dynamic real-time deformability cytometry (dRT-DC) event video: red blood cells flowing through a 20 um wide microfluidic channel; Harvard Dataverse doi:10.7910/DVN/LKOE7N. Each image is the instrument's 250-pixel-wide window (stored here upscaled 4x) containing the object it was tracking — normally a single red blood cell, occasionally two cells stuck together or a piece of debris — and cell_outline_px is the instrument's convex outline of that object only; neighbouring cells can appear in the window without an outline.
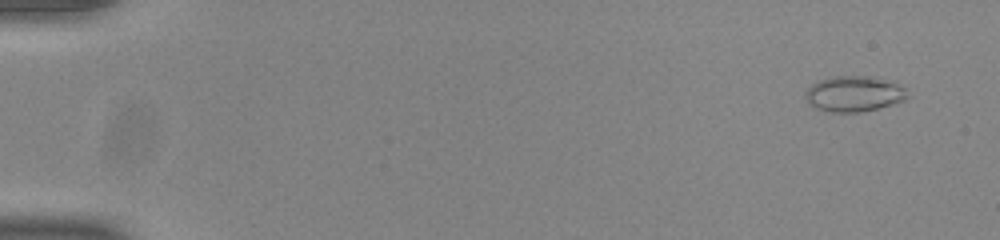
{"species": "common noctule bat (a hibernating species)", "species_latin": "Nyctalus noctula", "temperature_condition": "room temperature", "stored_images_in_passage": 51, "camera_frame_rate_fps": 3000, "um_per_image_px": 0.085, "animal": {"sex": "male", "body_mass_g": 20.0, "forearm_length_mm": 53.3}, "frame": {"image": 1, "passage_image": 1, "time_ms": 0.0, "image_size_px": [1000, 240], "cell_outline_px": [[908, 96], [904, 100], [892, 104], [860, 112], [832, 112], [816, 108], [804, 96], [808, 88], [812, 84], [828, 76], [868, 76], [892, 80], [904, 88]], "centroid_in_image_um": [72.6, 7.95], "position_along_channel_um": 12.4, "area_um2": 21.04}}
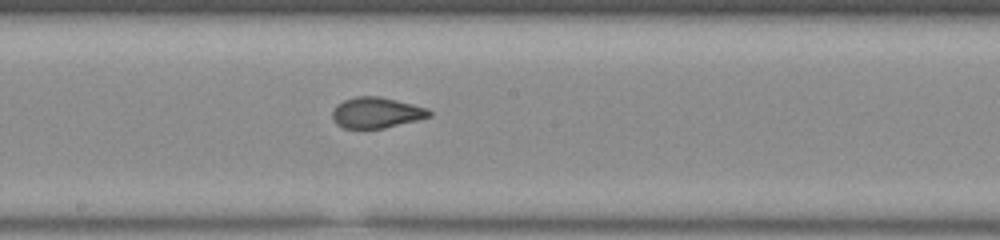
{"frame": {"image": 2, "passage_image": 28, "time_ms": 9.0, "image_size_px": [1000, 240], "cell_outline_px": [[432, 116], [384, 128], [344, 128], [336, 124], [332, 120], [332, 112], [336, 104], [344, 100], [356, 96], [380, 96], [428, 108], [432, 112]], "centroid_in_image_um": [31.97, 9.57], "position_along_channel_um": 216.2, "area_um2": 17.4}}
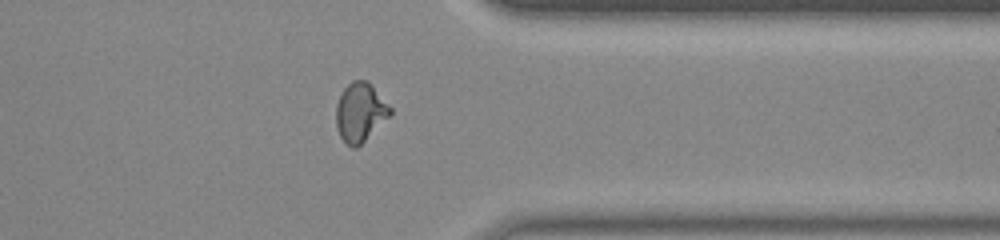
{"frame": {"image": 3, "passage_image": 41, "time_ms": 13.333, "image_size_px": [1000, 240], "cell_outline_px": [[392, 112], [356, 148], [352, 148], [340, 136], [336, 124], [336, 104], [344, 88], [352, 80], [368, 80], [392, 108]], "centroid_in_image_um": [30.6, 9.5], "position_along_channel_um": 380.8, "area_um2": 18.21}, "authors_computed_cell_mechanics": {"area_um2": 18.0914, "velocity_mm_per_s": 3.9112, "shape_relaxation_time_tau1_ms": null, "shape_relaxation_time_tau2_ms": 0.7185, "deformation_change_tau1": null, "deformation_change_tau2": 0.0529}}